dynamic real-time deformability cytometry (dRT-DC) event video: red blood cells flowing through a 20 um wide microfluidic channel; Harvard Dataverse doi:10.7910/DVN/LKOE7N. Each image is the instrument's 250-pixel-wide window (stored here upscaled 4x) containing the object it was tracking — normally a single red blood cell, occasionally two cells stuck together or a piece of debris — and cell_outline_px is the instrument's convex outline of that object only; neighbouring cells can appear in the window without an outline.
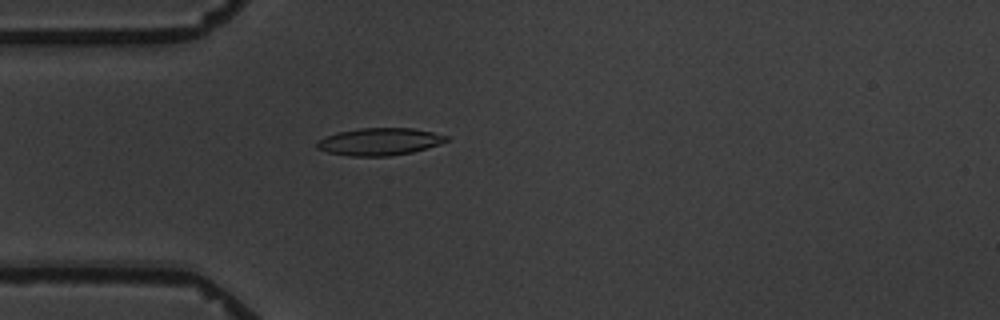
{"species": "common noctule bat (a hibernating species)", "species_latin": "Nyctalus noctula", "temperature_condition": "warm", "stored_images_in_passage": 5, "camera_frame_rate_fps": 3000, "um_per_image_px": 0.085, "animal": {"sex": "male", "body_mass_g": 19.5, "forearm_length_mm": 54.6}, "frame": {"image": 1, "passage_image": 5, "time_ms": 4.667, "image_size_px": [1000, 320], "cell_outline_px": [[448, 140], [440, 144], [412, 152], [388, 156], [348, 156], [328, 152], [316, 148], [316, 144], [324, 136], [336, 132], [360, 128], [412, 128], [432, 132], [448, 136]], "centroid_in_image_um": [32.23, 12.04], "position_along_channel_um": 52.8, "area_um2": 20.58}}